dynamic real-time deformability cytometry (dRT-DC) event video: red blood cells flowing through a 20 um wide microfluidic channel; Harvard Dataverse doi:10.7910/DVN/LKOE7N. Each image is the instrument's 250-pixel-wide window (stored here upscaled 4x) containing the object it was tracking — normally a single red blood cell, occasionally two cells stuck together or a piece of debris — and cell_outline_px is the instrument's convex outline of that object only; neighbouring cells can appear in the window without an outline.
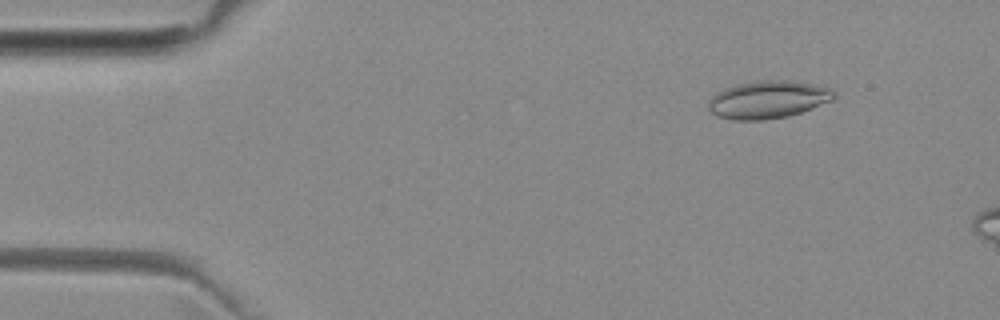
{"species": "common noctule bat (a hibernating species)", "species_latin": "Nyctalus noctula", "temperature_condition": "room temperature", "stored_images_in_passage": 18, "camera_frame_rate_fps": 3000, "um_per_image_px": 0.085, "animal": {"sex": "female", "body_mass_g": 29.2, "forearm_length_mm": 56.3}, "frame": {"image": 1, "passage_image": 3, "time_ms": 0.667, "image_size_px": [1000, 320], "cell_outline_px": [[836, 96], [832, 100], [812, 108], [788, 116], [764, 120], [736, 120], [716, 116], [708, 108], [708, 100], [716, 92], [724, 88], [736, 84], [756, 80], [792, 80], [832, 88], [836, 92]], "centroid_in_image_um": [65.27, 8.45], "position_along_channel_um": 19.7, "area_um2": 27.8}}
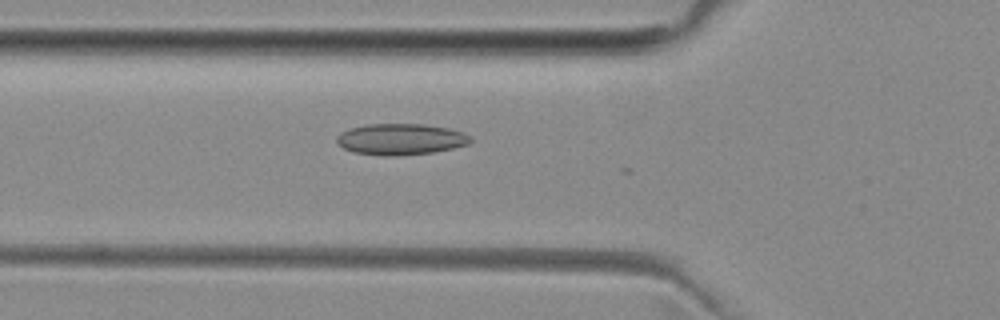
{"frame": {"image": 2, "passage_image": 15, "time_ms": 4.667, "image_size_px": [1000, 320], "cell_outline_px": [[472, 140], [468, 144], [452, 148], [432, 152], [396, 156], [380, 156], [352, 152], [344, 148], [336, 140], [336, 136], [340, 132], [352, 128], [368, 124], [424, 124], [448, 128], [464, 132], [472, 136]], "centroid_in_image_um": [34.07, 11.84], "position_along_channel_um": 91.7, "area_um2": 24.39}}